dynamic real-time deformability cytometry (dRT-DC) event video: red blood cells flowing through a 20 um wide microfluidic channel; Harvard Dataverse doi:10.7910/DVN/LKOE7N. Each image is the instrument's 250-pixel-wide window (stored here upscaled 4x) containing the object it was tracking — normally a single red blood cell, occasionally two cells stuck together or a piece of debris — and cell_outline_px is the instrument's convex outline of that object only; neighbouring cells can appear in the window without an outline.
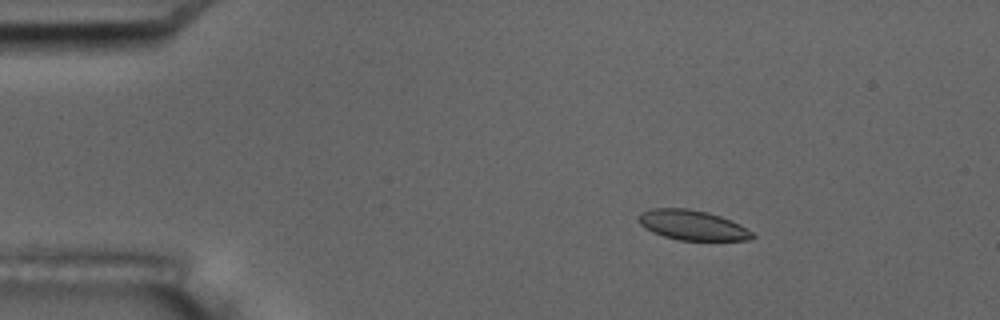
{"species": "common noctule bat (a hibernating species)", "species_latin": "Nyctalus noctula", "temperature_condition": "room temperature", "stored_images_in_passage": 9, "camera_frame_rate_fps": 3000, "um_per_image_px": 0.085, "animal": {"sex": "male", "body_mass_g": 17.5, "forearm_length_mm": 52.3}, "frame": {"image": 1, "passage_image": 3, "time_ms": 2.333, "image_size_px": [1000, 320], "cell_outline_px": [[756, 236], [752, 240], [680, 240], [664, 236], [652, 232], [644, 228], [640, 224], [640, 212], [652, 208], [688, 208], [708, 212], [720, 216], [740, 224], [752, 232]], "centroid_in_image_um": [58.87, 19.13], "position_along_channel_um": 26.1, "area_um2": 19.83}}
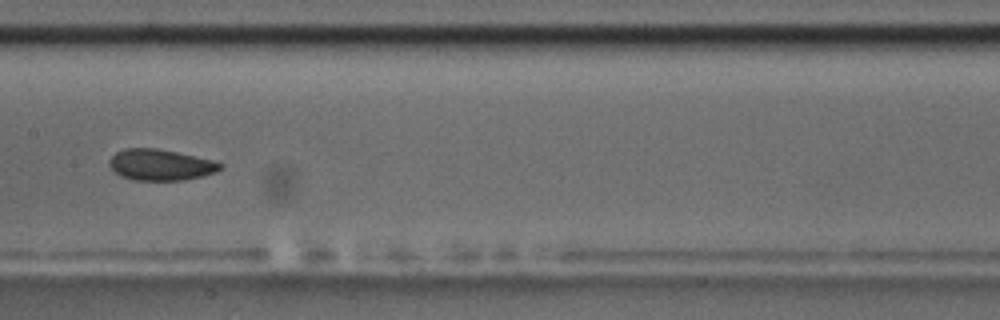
{"frame": {"image": 2, "passage_image": 8, "time_ms": 9.0, "image_size_px": [1000, 320], "cell_outline_px": [[224, 164], [216, 172], [204, 176], [184, 180], [132, 180], [120, 176], [108, 164], [108, 160], [116, 152], [124, 148], [156, 148], [176, 152], [212, 160]], "centroid_in_image_um": [13.62, 14.01], "position_along_channel_um": 193.8, "area_um2": 20.11}}